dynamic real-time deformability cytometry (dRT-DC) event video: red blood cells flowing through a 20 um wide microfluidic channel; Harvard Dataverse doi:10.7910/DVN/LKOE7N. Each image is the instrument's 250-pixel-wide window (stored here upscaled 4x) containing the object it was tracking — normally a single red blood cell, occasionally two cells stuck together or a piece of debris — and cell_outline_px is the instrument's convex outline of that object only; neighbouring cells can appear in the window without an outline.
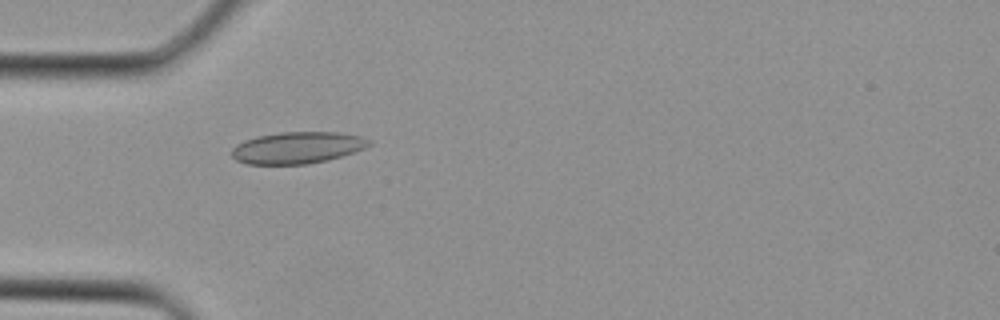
{"species": "Egyptian fruit bat (a non-hibernating species)", "species_latin": "Rousettus aegyptiacus", "temperature_condition": "cold", "stored_images_in_passage": 3, "camera_frame_rate_fps": 3000, "um_per_image_px": 0.085, "animal": {"sex": "female"}, "frame": {"image": 1, "passage_image": 3, "time_ms": 0.667, "image_size_px": [1000, 320], "cell_outline_px": [[372, 144], [364, 148], [328, 160], [308, 164], [248, 164], [236, 160], [232, 156], [232, 148], [236, 144], [244, 140], [256, 136], [280, 132], [336, 132], [360, 136], [372, 140]], "centroid_in_image_um": [25.26, 12.55], "position_along_channel_um": 59.7, "area_um2": 25.37}}